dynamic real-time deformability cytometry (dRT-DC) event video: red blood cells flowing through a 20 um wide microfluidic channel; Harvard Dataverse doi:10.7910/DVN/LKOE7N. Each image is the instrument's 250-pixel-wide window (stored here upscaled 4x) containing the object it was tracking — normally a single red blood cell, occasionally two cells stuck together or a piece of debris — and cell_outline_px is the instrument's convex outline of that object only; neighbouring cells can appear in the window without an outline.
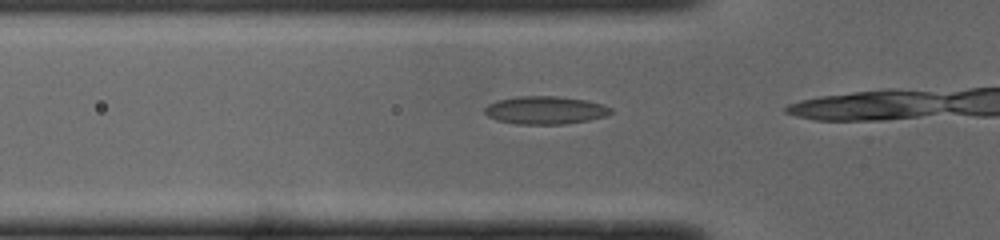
{"species": "common noctule bat (a hibernating species)", "species_latin": "Nyctalus noctula", "temperature_condition": "cold", "stored_images_in_passage": 14, "camera_frame_rate_fps": 3000, "um_per_image_px": 0.085, "animal": {"sex": "male", "body_mass_g": 19.0, "forearm_length_mm": 50.8}, "frame": {"image": 1, "passage_image": 12, "time_ms": 3.667, "image_size_px": [1000, 240], "cell_outline_px": [[612, 112], [604, 116], [588, 120], [564, 124], [516, 124], [496, 120], [488, 116], [484, 112], [484, 108], [488, 104], [500, 100], [520, 96], [556, 96], [584, 100], [600, 104], [612, 108]], "centroid_in_image_um": [46.31, 9.37], "position_along_channel_um": 79.5, "area_um2": 20.29}}